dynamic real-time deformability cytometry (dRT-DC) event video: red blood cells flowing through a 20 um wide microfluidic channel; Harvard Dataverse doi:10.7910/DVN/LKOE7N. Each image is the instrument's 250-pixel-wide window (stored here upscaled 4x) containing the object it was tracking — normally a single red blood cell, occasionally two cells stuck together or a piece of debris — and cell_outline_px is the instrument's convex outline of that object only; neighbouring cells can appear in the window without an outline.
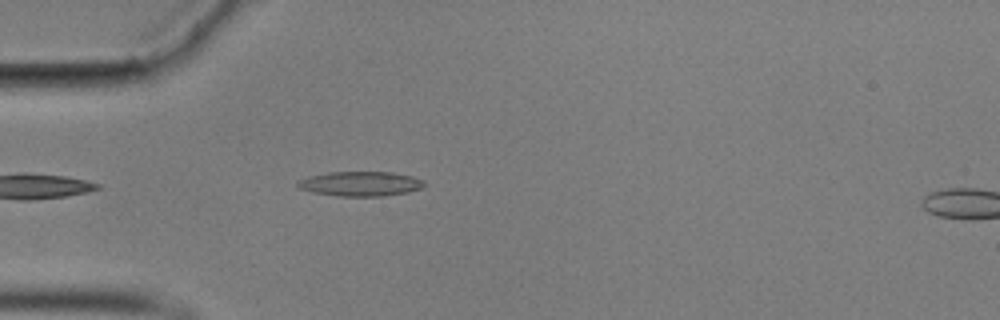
{"species": "common noctule bat (a hibernating species)", "species_latin": "Nyctalus noctula", "temperature_condition": "cold", "stored_images_in_passage": 6, "camera_frame_rate_fps": 3000, "um_per_image_px": 0.085, "animal": {"sex": "male", "body_mass_g": 17.9}, "frame": {"image": 1, "passage_image": 2, "time_ms": 0.333, "image_size_px": [1000, 320], "cell_outline_px": [[424, 184], [420, 188], [408, 192], [380, 196], [336, 196], [312, 192], [300, 188], [296, 184], [296, 180], [308, 176], [328, 172], [392, 172], [412, 176], [424, 180]], "centroid_in_image_um": [30.59, 15.61], "position_along_channel_um": 54.4, "area_um2": 18.21}}
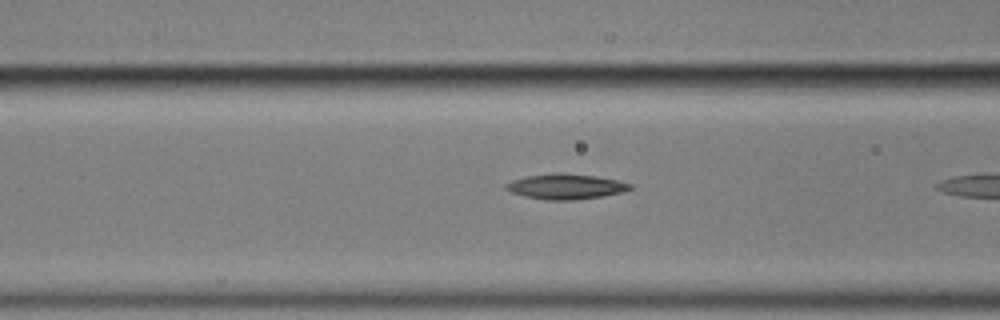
{"frame": {"image": 2, "passage_image": 5, "time_ms": 1.333, "image_size_px": [1000, 320], "cell_outline_px": [[632, 188], [624, 192], [604, 196], [576, 200], [544, 200], [524, 196], [512, 192], [504, 188], [504, 184], [512, 180], [524, 176], [560, 172], [596, 176], [616, 180], [632, 184]], "centroid_in_image_um": [48.08, 15.85], "position_along_channel_um": 118.5, "area_um2": 18.5}}